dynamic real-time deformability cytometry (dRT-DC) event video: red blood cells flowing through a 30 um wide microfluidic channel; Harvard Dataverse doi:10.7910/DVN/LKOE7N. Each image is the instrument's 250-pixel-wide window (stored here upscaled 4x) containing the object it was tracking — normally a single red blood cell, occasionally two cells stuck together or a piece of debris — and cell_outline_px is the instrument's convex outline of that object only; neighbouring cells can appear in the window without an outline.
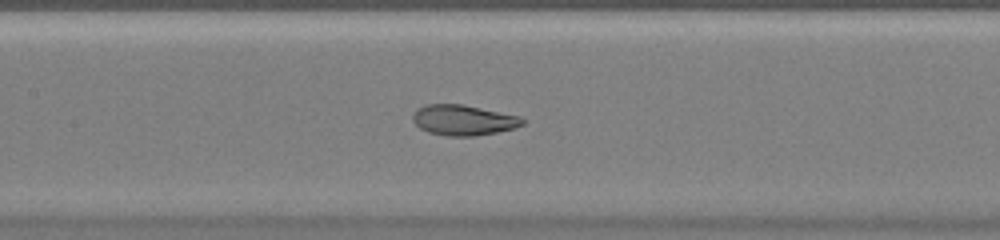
{"species": "common noctule bat (a hibernating species)", "species_latin": "Nyctalus noctula", "temperature_condition": "warm", "stored_images_in_passage": 54, "camera_frame_rate_fps": 3000, "um_per_image_px": 0.085, "animal": {"sex": "female", "body_mass_g": 20.0, "forearm_length_mm": 54.0}, "frame": {"image": 1, "passage_image": 27, "time_ms": 8.667, "image_size_px": [1000, 240], "cell_outline_px": [[524, 124], [516, 128], [476, 136], [448, 136], [428, 132], [420, 128], [412, 120], [412, 116], [420, 108], [428, 104], [464, 104], [520, 116], [524, 120]], "centroid_in_image_um": [39.42, 10.21], "position_along_channel_um": 168.0, "area_um2": 19.42}}
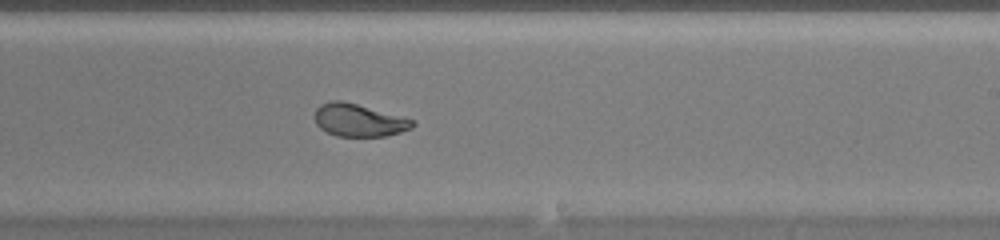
{"frame": {"image": 2, "passage_image": 34, "time_ms": 11.0, "image_size_px": [1000, 240], "cell_outline_px": [[416, 124], [412, 128], [400, 132], [384, 136], [336, 136], [320, 128], [316, 124], [312, 116], [316, 108], [320, 104], [332, 100], [340, 100], [356, 104], [412, 120]], "centroid_in_image_um": [30.42, 10.22], "position_along_channel_um": 258.6, "area_um2": 18.38}}
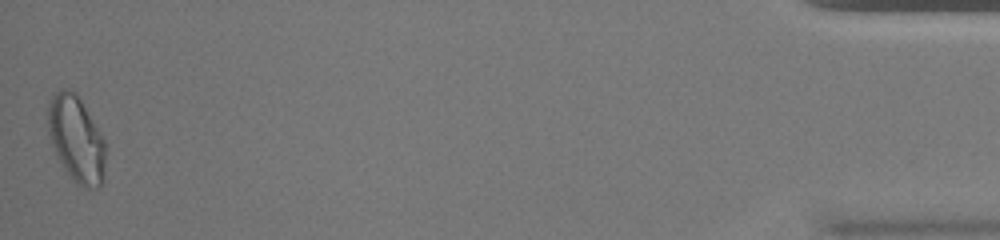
{"frame": {"image": 3, "passage_image": 54, "time_ms": 17.667, "image_size_px": [1000, 240], "cell_outline_px": [[104, 180], [100, 188], [88, 188], [76, 184], [68, 176], [52, 144], [48, 132], [48, 104], [52, 96], [60, 88], [68, 88], [76, 92], [104, 140]], "centroid_in_image_um": [6.48, 11.83], "position_along_channel_um": 428.7, "area_um2": 28.67}, "authors_computed_cell_mechanics": {"area_um2": 23.7847, "velocity_mm_per_s": 3.8871, "shape_relaxation_time_tau1_ms": null, "shape_relaxation_time_tau2_ms": 0.8359, "deformation_change_tau1": null, "deformation_change_tau2": 0.0525}}